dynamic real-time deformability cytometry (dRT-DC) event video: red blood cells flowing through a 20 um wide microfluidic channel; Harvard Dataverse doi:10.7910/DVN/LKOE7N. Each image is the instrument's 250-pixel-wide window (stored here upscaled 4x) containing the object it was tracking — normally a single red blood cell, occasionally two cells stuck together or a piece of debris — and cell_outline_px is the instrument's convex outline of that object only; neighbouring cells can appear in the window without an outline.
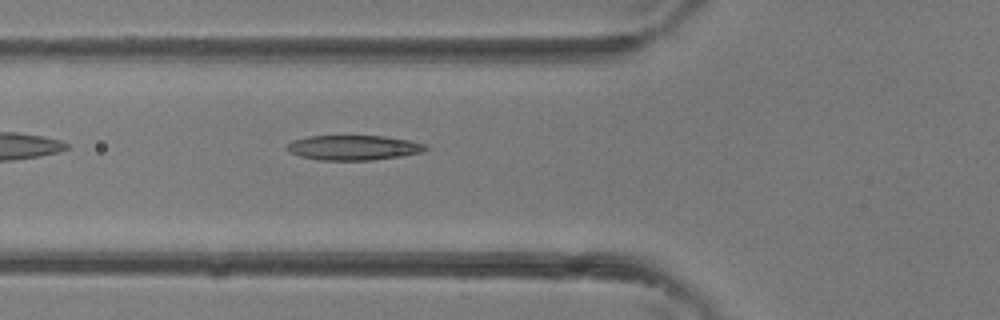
{"species": "common noctule bat (a hibernating species)", "species_latin": "Nyctalus noctula", "temperature_condition": "room temperature", "stored_images_in_passage": 4, "camera_frame_rate_fps": 3000, "um_per_image_px": 0.085, "animal": {"sex": "female"}, "frame": {"image": 1, "passage_image": 4, "time_ms": 1.0, "image_size_px": [1000, 320], "cell_outline_px": [[428, 148], [420, 152], [400, 156], [372, 160], [316, 160], [300, 156], [288, 152], [284, 148], [284, 144], [292, 140], [308, 136], [384, 136], [408, 140], [424, 144]], "centroid_in_image_um": [29.93, 12.55], "position_along_channel_um": 95.9, "area_um2": 20.17}}